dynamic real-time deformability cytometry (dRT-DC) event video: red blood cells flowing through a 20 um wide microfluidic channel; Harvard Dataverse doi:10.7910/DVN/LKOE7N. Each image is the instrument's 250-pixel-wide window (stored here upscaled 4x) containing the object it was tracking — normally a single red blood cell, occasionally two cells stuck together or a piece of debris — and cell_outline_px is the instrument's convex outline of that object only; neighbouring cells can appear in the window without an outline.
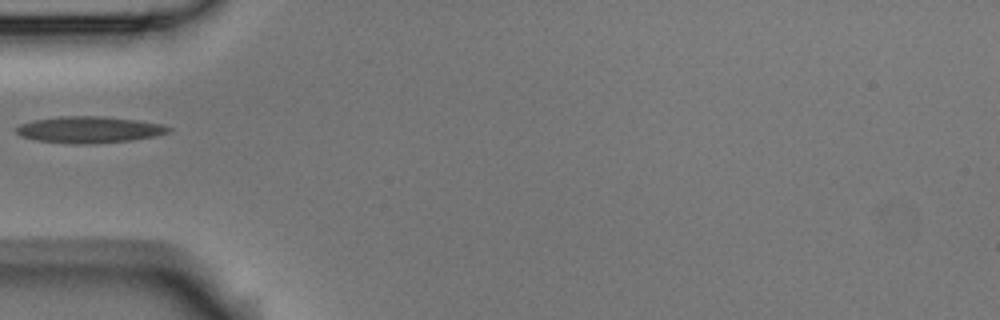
{"species": "Egyptian fruit bat (a non-hibernating species)", "species_latin": "Rousettus aegyptiacus", "temperature_condition": "room temperature", "stored_images_in_passage": 23, "camera_frame_rate_fps": 3000, "um_per_image_px": 0.085, "animal": {"sex": "male"}, "frame": {"image": 1, "passage_image": 1, "time_ms": 0.0, "image_size_px": [1000, 320], "cell_outline_px": [[172, 128], [168, 132], [156, 136], [132, 140], [92, 144], [72, 144], [36, 140], [20, 136], [16, 132], [16, 128], [20, 124], [32, 120], [60, 116], [104, 116], [136, 120], [160, 124]], "centroid_in_image_um": [7.55, 11.02], "position_along_channel_um": 77.4, "area_um2": 23.58}}